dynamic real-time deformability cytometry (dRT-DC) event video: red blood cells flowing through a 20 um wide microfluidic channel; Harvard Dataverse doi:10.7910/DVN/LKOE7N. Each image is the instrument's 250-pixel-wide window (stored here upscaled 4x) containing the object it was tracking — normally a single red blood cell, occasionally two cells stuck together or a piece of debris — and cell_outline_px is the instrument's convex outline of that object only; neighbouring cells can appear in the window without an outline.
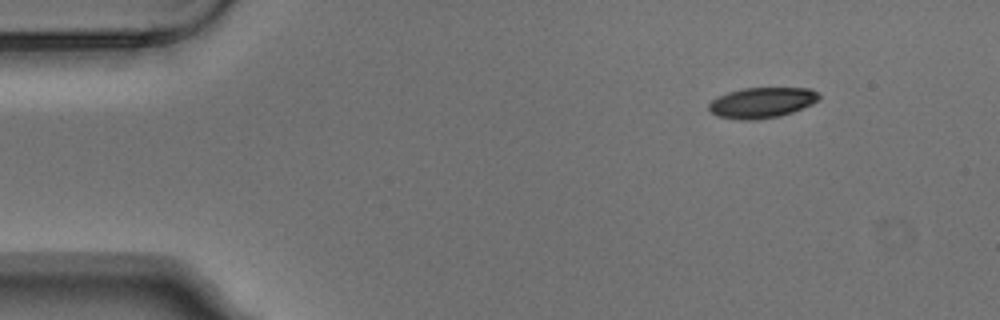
{"species": "Egyptian fruit bat (a non-hibernating species)", "species_latin": "Rousettus aegyptiacus", "temperature_condition": "warm", "stored_images_in_passage": 7, "camera_frame_rate_fps": 3000, "um_per_image_px": 0.085, "animal": {"sex": "male"}, "frame": {"image": 1, "passage_image": 1, "time_ms": 0.0, "image_size_px": [1000, 320], "cell_outline_px": [[820, 100], [812, 104], [792, 112], [780, 116], [756, 120], [740, 120], [716, 116], [708, 108], [708, 104], [712, 100], [728, 92], [744, 88], [808, 88], [816, 92], [820, 96]], "centroid_in_image_um": [64.76, 8.73], "position_along_channel_um": 20.2, "area_um2": 19.59}}
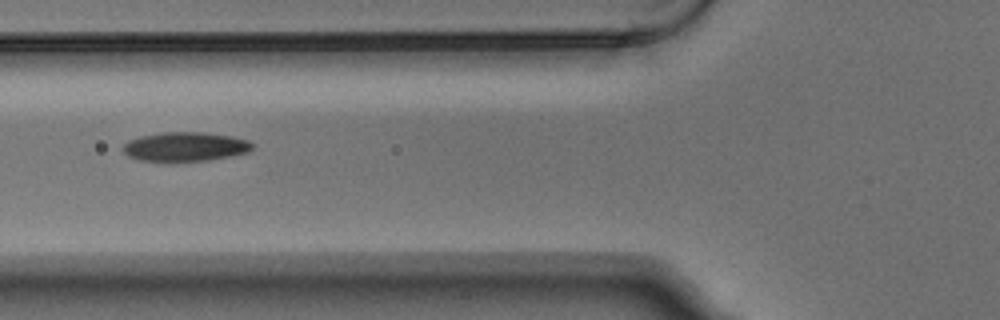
{"frame": {"image": 2, "passage_image": 5, "time_ms": 1.333, "image_size_px": [1000, 320], "cell_outline_px": [[252, 148], [248, 152], [232, 156], [208, 160], [140, 160], [128, 156], [124, 152], [124, 144], [128, 140], [140, 136], [160, 132], [204, 132], [232, 136], [248, 140], [252, 144]], "centroid_in_image_um": [15.76, 12.44], "position_along_channel_um": 110.0, "area_um2": 21.73}}
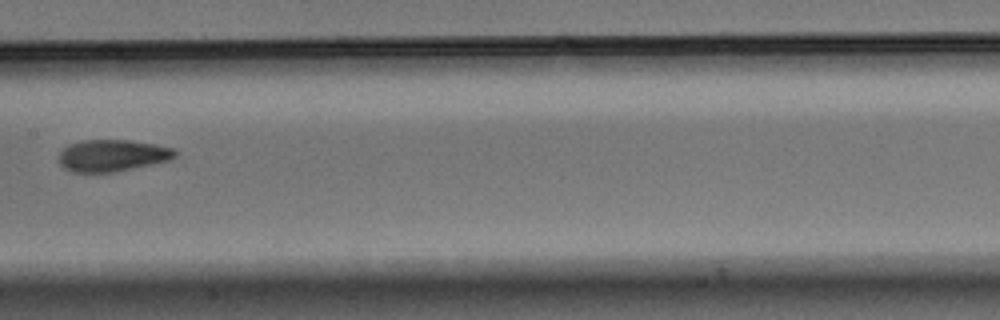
{"frame": {"image": 3, "passage_image": 7, "time_ms": 2.0, "image_size_px": [1000, 320], "cell_outline_px": [[176, 156], [168, 160], [152, 164], [116, 172], [72, 172], [64, 168], [60, 164], [60, 152], [68, 144], [84, 140], [128, 140], [152, 144], [172, 148], [176, 152]], "centroid_in_image_um": [9.52, 13.22], "position_along_channel_um": 197.9, "area_um2": 21.33}}